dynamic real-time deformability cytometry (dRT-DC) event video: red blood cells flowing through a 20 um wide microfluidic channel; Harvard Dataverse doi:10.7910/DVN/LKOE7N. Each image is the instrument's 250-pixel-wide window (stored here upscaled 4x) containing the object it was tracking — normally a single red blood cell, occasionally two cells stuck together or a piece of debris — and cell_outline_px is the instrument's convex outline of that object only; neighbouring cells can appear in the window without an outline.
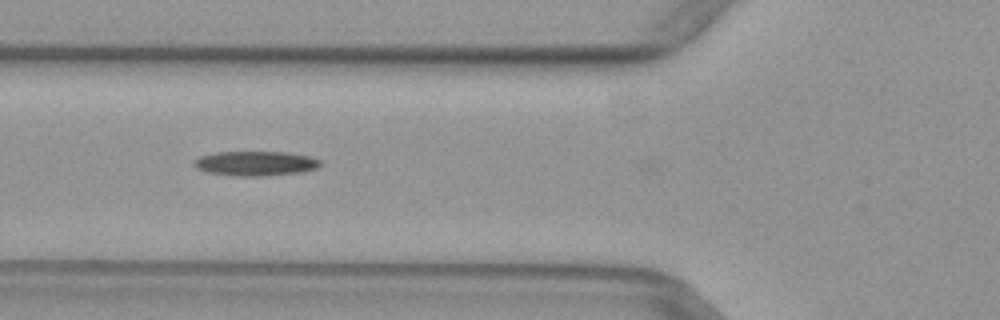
{"species": "common noctule bat (a hibernating species)", "species_latin": "Nyctalus noctula", "temperature_condition": "warm", "stored_images_in_passage": 37, "camera_frame_rate_fps": 3000, "um_per_image_px": 0.085, "animal": {"sex": "female", "body_mass_g": 29.2, "forearm_length_mm": 56.3}, "frame": {"image": 1, "passage_image": 12, "time_ms": 3.667, "image_size_px": [1000, 320], "cell_outline_px": [[320, 164], [316, 168], [300, 172], [260, 176], [236, 176], [208, 172], [196, 168], [192, 164], [200, 156], [216, 152], [284, 152], [308, 156], [320, 160]], "centroid_in_image_um": [21.68, 13.89], "position_along_channel_um": 104.1, "area_um2": 17.86}}
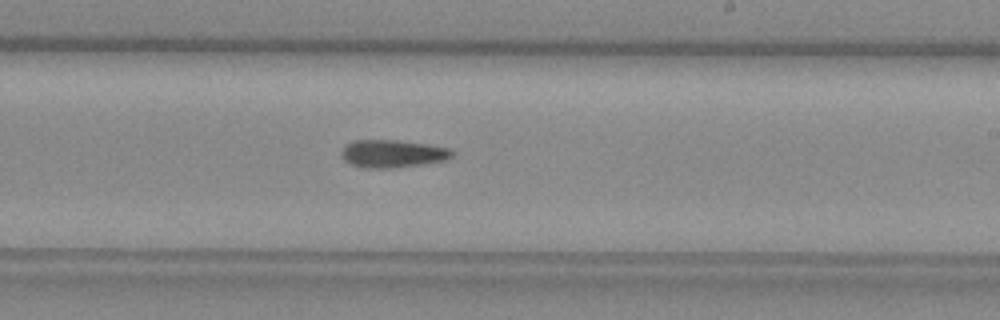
{"frame": {"image": 2, "passage_image": 23, "time_ms": 7.333, "image_size_px": [1000, 320], "cell_outline_px": [[452, 156], [444, 160], [424, 164], [388, 168], [368, 168], [352, 164], [344, 160], [340, 152], [344, 144], [356, 140], [396, 140], [424, 144], [448, 148], [452, 152]], "centroid_in_image_um": [33.31, 13.06], "position_along_channel_um": 255.7, "area_um2": 17.63}}
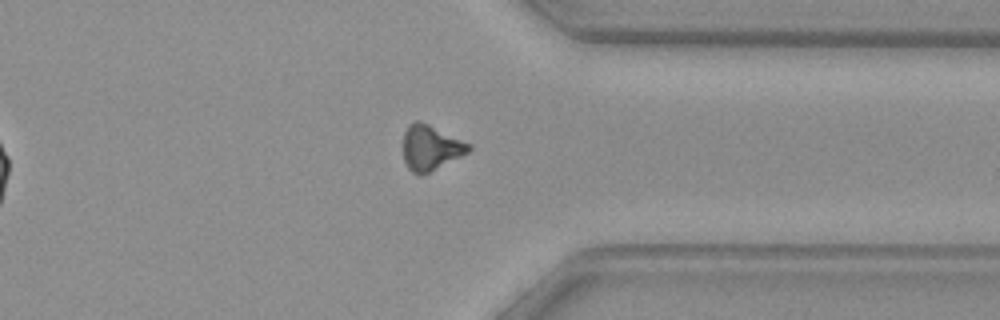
{"frame": {"image": 3, "passage_image": 32, "time_ms": 10.333, "image_size_px": [1000, 320], "cell_outline_px": [[472, 148], [468, 152], [420, 176], [412, 172], [408, 168], [404, 160], [404, 132], [408, 124], [416, 120], [420, 120], [472, 144]], "centroid_in_image_um": [36.59, 12.53], "position_along_channel_um": 374.8, "area_um2": 17.11}}